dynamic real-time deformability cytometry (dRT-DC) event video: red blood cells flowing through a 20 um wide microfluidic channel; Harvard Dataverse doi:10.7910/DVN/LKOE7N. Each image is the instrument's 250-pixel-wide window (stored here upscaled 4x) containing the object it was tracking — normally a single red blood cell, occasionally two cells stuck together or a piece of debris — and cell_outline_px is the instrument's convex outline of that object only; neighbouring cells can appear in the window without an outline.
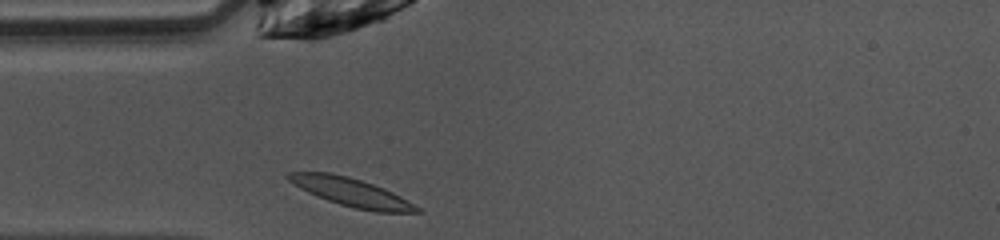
{"species": "common noctule bat (a hibernating species)", "species_latin": "Nyctalus noctula", "temperature_condition": "warm", "stored_images_in_passage": 27, "camera_frame_rate_fps": 3000, "um_per_image_px": 0.085, "animal": {"sex": "female", "body_mass_g": 10.0, "forearm_length_mm": 53.1}, "frame": {"image": 1, "passage_image": 1, "time_ms": 0.0, "image_size_px": [1000, 240], "cell_outline_px": [[424, 212], [376, 212], [356, 208], [340, 204], [316, 196], [300, 188], [288, 180], [284, 176], [288, 172], [332, 172], [348, 176], [384, 188], [400, 196], [420, 208]], "centroid_in_image_um": [29.83, 16.33], "position_along_channel_um": 55.2, "area_um2": 21.04}}
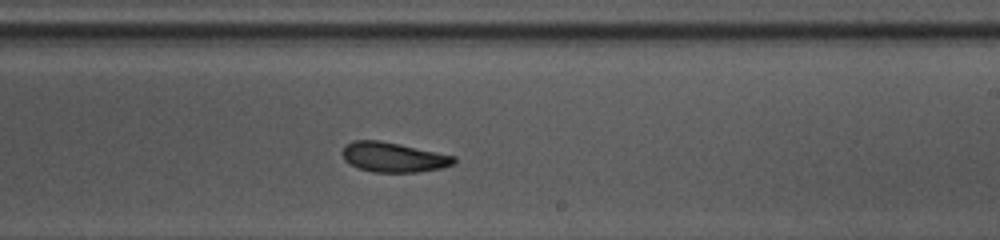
{"frame": {"image": 2, "passage_image": 16, "time_ms": 5.0, "image_size_px": [1000, 240], "cell_outline_px": [[456, 160], [452, 164], [440, 168], [416, 172], [372, 172], [356, 168], [348, 164], [344, 160], [340, 152], [344, 144], [352, 140], [380, 140], [456, 156]], "centroid_in_image_um": [33.34, 13.35], "position_along_channel_um": 255.7, "area_um2": 19.59}}
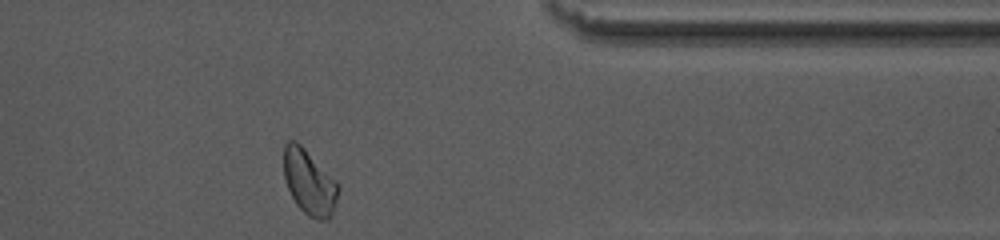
{"frame": {"image": 3, "passage_image": 27, "time_ms": 8.667, "image_size_px": [1000, 240], "cell_outline_px": [[340, 188], [332, 212], [328, 220], [316, 220], [308, 216], [296, 204], [288, 188], [284, 176], [284, 144], [288, 140], [296, 140], [340, 184]], "centroid_in_image_um": [26.29, 15.49], "position_along_channel_um": 385.1, "area_um2": 20.58}, "authors_computed_cell_mechanics": {"area_um2": 19.4208, "velocity_mm_per_s": 4.0333, "shape_relaxation_time_tau1_ms": 3.4953, "shape_relaxation_time_tau2_ms": 7.6305, "deformation_change_tau1": 0.125, "deformation_change_tau2": 0.1172}}